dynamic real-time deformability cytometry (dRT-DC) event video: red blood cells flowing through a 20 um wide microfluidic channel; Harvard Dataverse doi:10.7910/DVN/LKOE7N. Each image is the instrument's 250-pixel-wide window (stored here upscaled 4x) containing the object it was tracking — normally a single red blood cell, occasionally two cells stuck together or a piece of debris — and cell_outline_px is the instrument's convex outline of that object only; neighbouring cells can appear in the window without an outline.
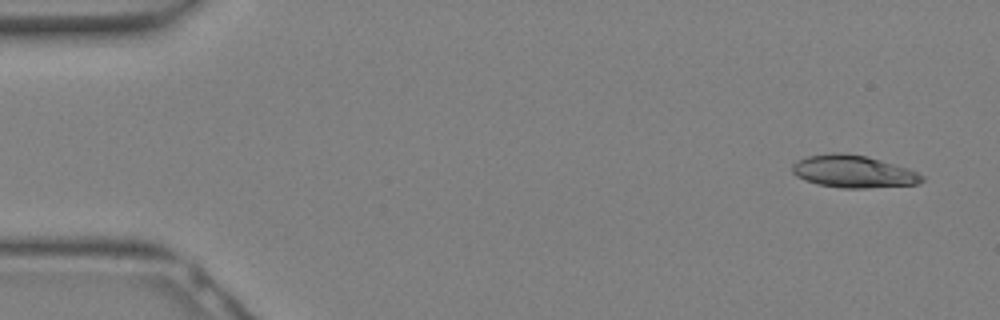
{"species": "Egyptian fruit bat (a non-hibernating species)", "species_latin": "Rousettus aegyptiacus", "temperature_condition": "warm", "stored_images_in_passage": 32, "segment_of_instrument_passage": [1, 2], "camera_frame_rate_fps": 3000, "um_per_image_px": 0.085, "animal": {"sex": "female"}, "frame": {"image": 1, "passage_image": 2, "time_ms": 0.333, "image_size_px": [1000, 320], "cell_outline_px": [[924, 180], [920, 184], [864, 188], [844, 188], [816, 184], [804, 180], [796, 176], [792, 172], [792, 164], [808, 156], [832, 152], [840, 152], [868, 156], [908, 168], [924, 176]], "centroid_in_image_um": [72.54, 14.58], "position_along_channel_um": 12.5, "area_um2": 24.57}}
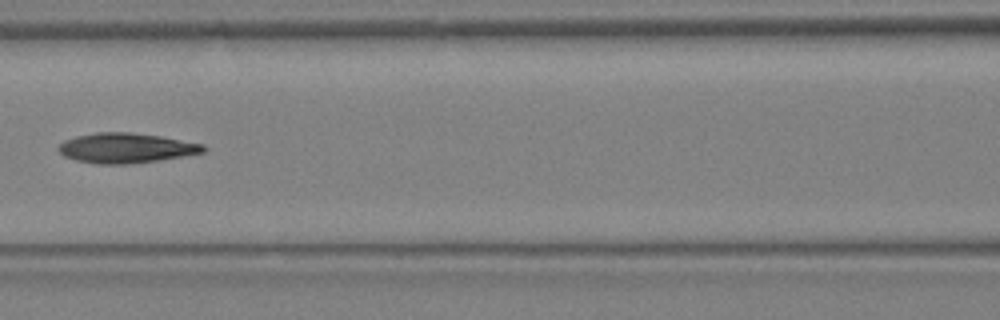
{"frame": {"image": 2, "passage_image": 14, "time_ms": 4.333, "image_size_px": [1000, 320], "cell_outline_px": [[208, 148], [204, 152], [184, 156], [160, 160], [128, 164], [96, 164], [76, 160], [64, 156], [56, 148], [64, 140], [76, 136], [96, 132], [132, 132], [160, 136], [204, 144]], "centroid_in_image_um": [10.71, 12.58], "position_along_channel_um": 155.9, "area_um2": 25.43}}
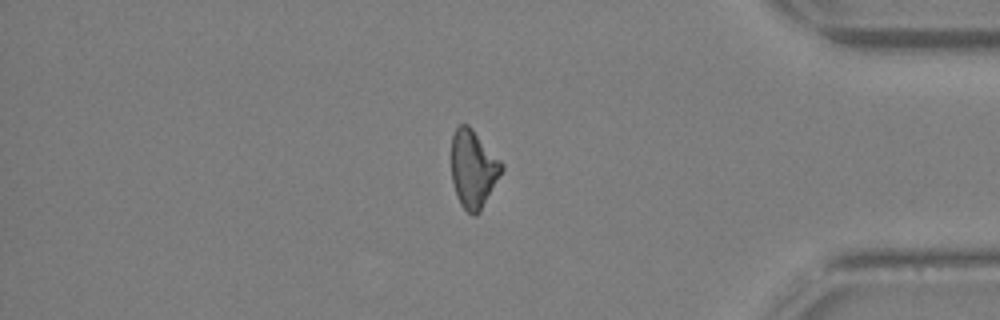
{"frame": {"image": 3, "passage_image": 26, "time_ms": 8.333, "image_size_px": [1000, 320], "cell_outline_px": [[504, 168], [480, 212], [476, 216], [472, 216], [460, 204], [456, 196], [452, 180], [452, 136], [456, 128], [460, 124], [468, 124], [472, 128], [504, 164]], "centroid_in_image_um": [40.23, 14.37], "position_along_channel_um": 395.0, "area_um2": 22.77}}